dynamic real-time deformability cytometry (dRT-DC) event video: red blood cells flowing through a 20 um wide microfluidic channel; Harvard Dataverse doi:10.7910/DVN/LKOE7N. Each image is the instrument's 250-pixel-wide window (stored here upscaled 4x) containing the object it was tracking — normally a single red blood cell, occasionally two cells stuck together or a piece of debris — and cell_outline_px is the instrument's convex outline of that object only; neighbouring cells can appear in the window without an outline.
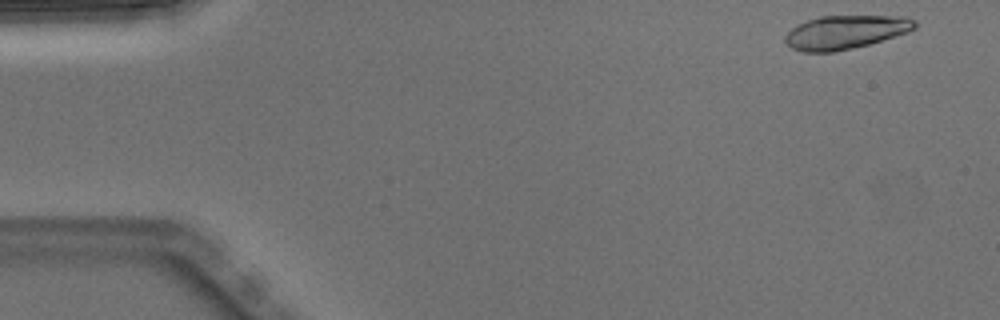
{"species": "Egyptian fruit bat (a non-hibernating species)", "species_latin": "Rousettus aegyptiacus", "temperature_condition": "warm", "stored_images_in_passage": 4, "segment_of_instrument_passage": [1, 2], "camera_frame_rate_fps": 3000, "um_per_image_px": 0.085, "animal": {"sex": "male"}, "frame": {"image": 1, "passage_image": 1, "time_ms": 0.0, "image_size_px": [1000, 320], "cell_outline_px": [[916, 28], [908, 32], [868, 44], [852, 48], [832, 52], [804, 52], [792, 48], [784, 40], [784, 36], [792, 28], [808, 20], [820, 16], [908, 16], [916, 20]], "centroid_in_image_um": [71.89, 2.72], "position_along_channel_um": 13.1, "area_um2": 25.26}}